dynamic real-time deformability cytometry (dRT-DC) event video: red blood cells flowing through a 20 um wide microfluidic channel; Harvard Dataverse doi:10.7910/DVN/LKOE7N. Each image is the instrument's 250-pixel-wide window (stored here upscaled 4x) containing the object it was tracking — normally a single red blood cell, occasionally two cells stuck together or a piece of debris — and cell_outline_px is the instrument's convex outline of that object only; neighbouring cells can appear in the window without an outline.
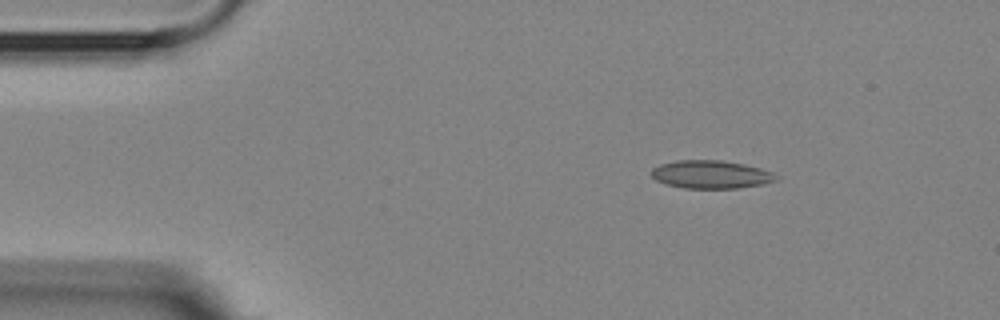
{"species": "Egyptian fruit bat (a non-hibernating species)", "species_latin": "Rousettus aegyptiacus", "temperature_condition": "room temperature", "stored_images_in_passage": 3, "camera_frame_rate_fps": 3000, "um_per_image_px": 0.085, "animal": {"sex": "female"}, "frame": {"image": 1, "passage_image": 1, "time_ms": 0.0, "image_size_px": [1000, 320], "cell_outline_px": [[776, 180], [760, 184], [736, 188], [684, 188], [668, 184], [656, 180], [652, 176], [652, 168], [660, 164], [676, 160], [720, 160], [744, 164], [760, 168], [772, 172]], "centroid_in_image_um": [60.38, 14.82], "position_along_channel_um": 24.6, "area_um2": 20.06}}